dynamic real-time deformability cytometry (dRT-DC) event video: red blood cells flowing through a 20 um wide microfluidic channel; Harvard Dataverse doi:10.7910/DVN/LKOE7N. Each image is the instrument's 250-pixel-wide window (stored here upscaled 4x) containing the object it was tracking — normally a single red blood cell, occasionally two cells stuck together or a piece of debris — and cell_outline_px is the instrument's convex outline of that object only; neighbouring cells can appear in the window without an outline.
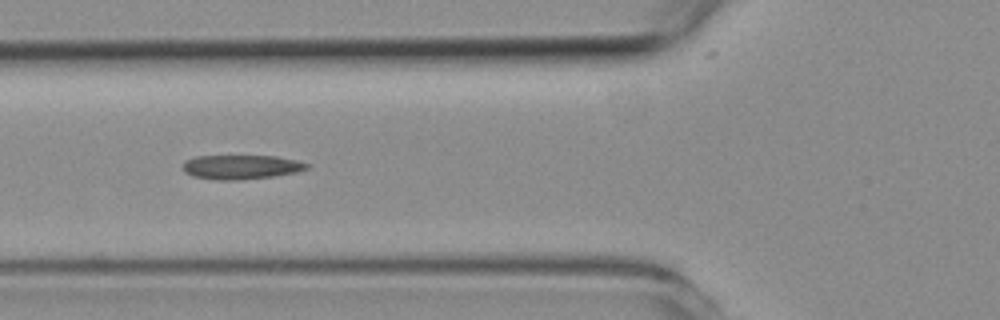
{"species": "common noctule bat (a hibernating species)", "species_latin": "Nyctalus noctula", "temperature_condition": "room temperature", "stored_images_in_passage": 6, "camera_frame_rate_fps": 3000, "um_per_image_px": 0.085, "animal": {"sex": "female", "body_mass_g": 19.3, "forearm_length_mm": 54.1}, "frame": {"image": 1, "passage_image": 5, "time_ms": 4.333, "image_size_px": [1000, 320], "cell_outline_px": [[312, 164], [308, 168], [296, 172], [276, 176], [236, 180], [220, 180], [192, 176], [184, 172], [184, 160], [196, 156], [276, 156], [296, 160]], "centroid_in_image_um": [20.52, 14.19], "position_along_channel_um": 105.3, "area_um2": 17.57}}
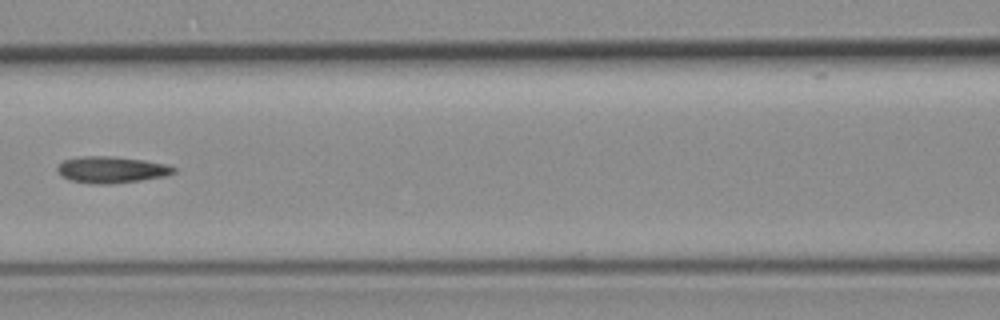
{"frame": {"image": 2, "passage_image": 6, "time_ms": 5.667, "image_size_px": [1000, 320], "cell_outline_px": [[176, 172], [164, 176], [140, 180], [112, 184], [96, 184], [72, 180], [60, 176], [56, 168], [64, 160], [80, 156], [112, 156], [144, 160], [168, 164], [176, 168]], "centroid_in_image_um": [9.48, 14.42], "position_along_channel_um": 157.1, "area_um2": 17.98}}